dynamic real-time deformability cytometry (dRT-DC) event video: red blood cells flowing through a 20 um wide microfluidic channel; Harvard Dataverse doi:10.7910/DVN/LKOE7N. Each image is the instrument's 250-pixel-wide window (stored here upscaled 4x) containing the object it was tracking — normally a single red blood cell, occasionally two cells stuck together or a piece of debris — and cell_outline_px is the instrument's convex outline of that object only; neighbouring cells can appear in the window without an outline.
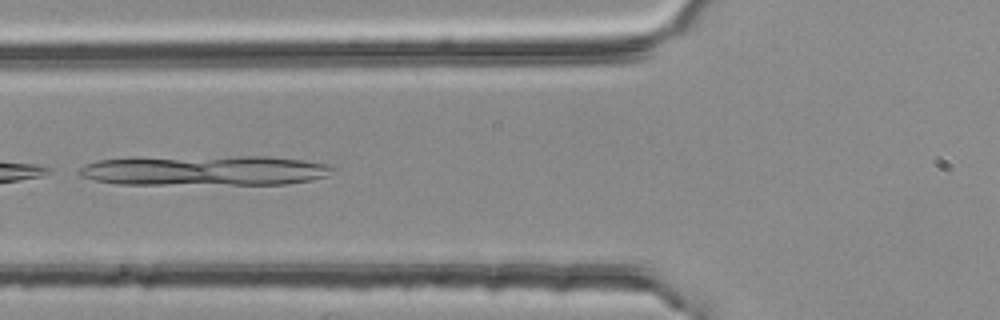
{"species": "common noctule bat (a hibernating species)", "species_latin": "Nyctalus noctula", "temperature_condition": "room temperature", "stored_images_in_passage": 5, "camera_frame_rate_fps": 3000, "um_per_image_px": 0.085, "animal": {"sex": "female", "body_mass_g": 25.1}, "frame": {"image": 1, "passage_image": 5, "time_ms": 1.333, "image_size_px": [1000, 320], "cell_outline_px": [[336, 168], [328, 176], [312, 180], [284, 184], [116, 184], [96, 180], [80, 176], [76, 172], [84, 164], [96, 160], [132, 156], [268, 156], [304, 160], [324, 164]], "centroid_in_image_um": [17.31, 14.47], "position_along_channel_um": 108.5, "area_um2": 45.55}}